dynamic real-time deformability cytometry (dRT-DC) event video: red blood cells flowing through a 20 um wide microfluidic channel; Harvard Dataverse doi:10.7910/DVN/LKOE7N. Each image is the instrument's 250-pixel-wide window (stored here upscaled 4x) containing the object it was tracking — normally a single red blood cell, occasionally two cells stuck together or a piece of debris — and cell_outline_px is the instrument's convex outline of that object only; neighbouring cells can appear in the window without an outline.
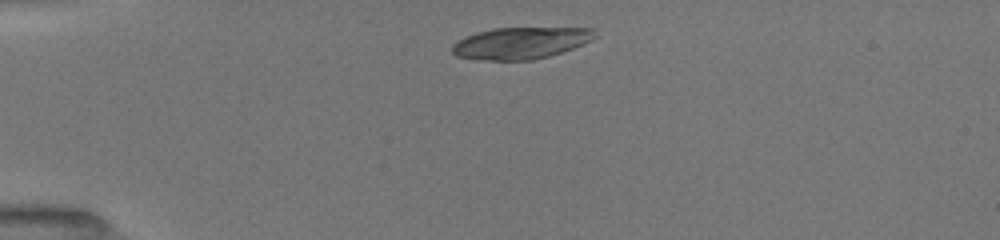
{"species": "common noctule bat (a hibernating species)", "species_latin": "Nyctalus noctula", "temperature_condition": "room temperature", "stored_images_in_passage": 5, "camera_frame_rate_fps": 3000, "um_per_image_px": 0.085, "animal": {"sex": "female", "body_mass_g": 19.5, "forearm_length_mm": 54.1}, "frame": {"image": 1, "passage_image": 1, "time_ms": 0.0, "image_size_px": [1000, 240], "cell_outline_px": [[596, 36], [592, 40], [584, 44], [548, 56], [532, 60], [476, 60], [456, 56], [452, 52], [452, 44], [464, 36], [476, 32], [492, 28], [596, 28]], "centroid_in_image_um": [44.23, 3.65], "position_along_channel_um": 40.8, "area_um2": 26.53}}